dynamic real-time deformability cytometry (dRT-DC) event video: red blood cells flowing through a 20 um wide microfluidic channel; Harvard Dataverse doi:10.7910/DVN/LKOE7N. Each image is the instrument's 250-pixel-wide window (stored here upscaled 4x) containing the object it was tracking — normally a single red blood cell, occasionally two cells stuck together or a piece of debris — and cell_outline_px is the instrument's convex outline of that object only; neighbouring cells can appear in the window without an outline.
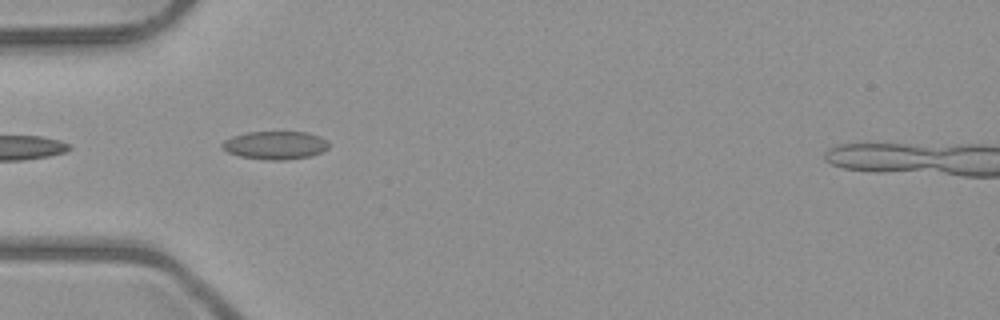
{"species": "common noctule bat (a hibernating species)", "species_latin": "Nyctalus noctula", "temperature_condition": "room temperature", "stored_images_in_passage": 7, "camera_frame_rate_fps": 3000, "um_per_image_px": 0.085, "animal": {"sex": "male", "body_mass_g": 23.1, "forearm_length_mm": 52.7}, "frame": {"image": 1, "passage_image": 4, "time_ms": 3.333, "image_size_px": [1000, 320], "cell_outline_px": [[332, 144], [328, 148], [320, 152], [308, 156], [284, 160], [264, 160], [240, 156], [228, 152], [220, 148], [220, 144], [224, 140], [232, 136], [248, 132], [308, 132], [320, 136], [328, 140]], "centroid_in_image_um": [23.39, 12.34], "position_along_channel_um": 61.6, "area_um2": 17.69}}
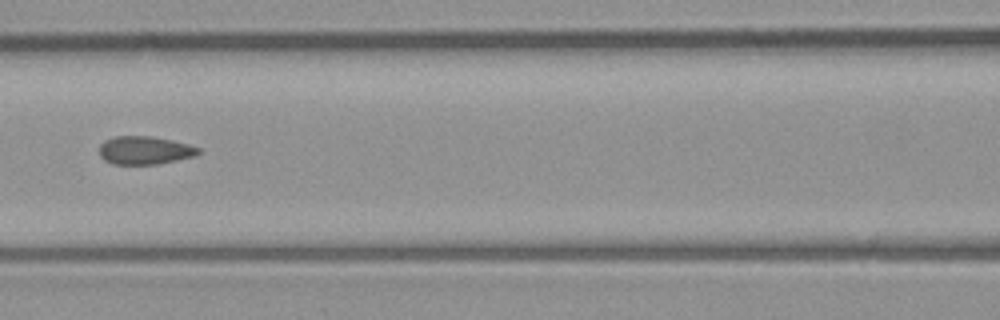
{"frame": {"image": 2, "passage_image": 6, "time_ms": 5.667, "image_size_px": [1000, 320], "cell_outline_px": [[200, 152], [196, 156], [156, 164], [112, 164], [104, 160], [100, 156], [100, 144], [104, 140], [116, 136], [152, 136], [172, 140], [188, 144], [200, 148]], "centroid_in_image_um": [12.3, 12.77], "position_along_channel_um": 154.3, "area_um2": 16.3}}
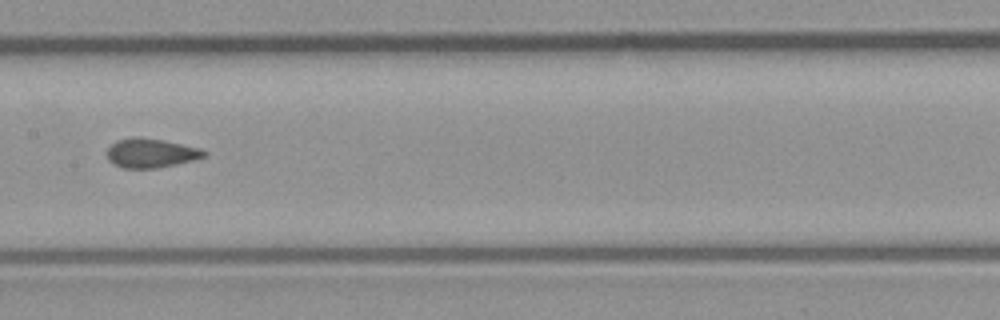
{"frame": {"image": 3, "passage_image": 7, "time_ms": 6.667, "image_size_px": [1000, 320], "cell_outline_px": [[208, 152], [204, 156], [192, 160], [176, 164], [156, 168], [124, 168], [108, 160], [108, 148], [116, 140], [136, 136], [164, 140], [200, 148]], "centroid_in_image_um": [12.83, 13.0], "position_along_channel_um": 194.6, "area_um2": 16.36}}